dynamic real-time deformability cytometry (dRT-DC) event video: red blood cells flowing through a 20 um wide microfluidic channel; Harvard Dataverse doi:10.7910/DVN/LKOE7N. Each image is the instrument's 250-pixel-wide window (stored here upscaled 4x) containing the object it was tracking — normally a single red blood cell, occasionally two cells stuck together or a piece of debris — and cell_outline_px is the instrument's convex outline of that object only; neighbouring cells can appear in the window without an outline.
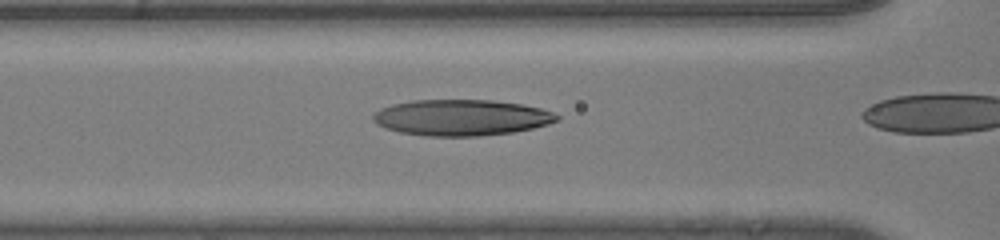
{"species": "human", "species_latin": "Homo sapiens", "temperature_condition": "room temperature", "stored_images_in_passage": 20, "camera_frame_rate_fps": 3000, "um_per_image_px": 0.085, "donor": {"sex": "male"}, "frame": {"image": 1, "passage_image": 5, "time_ms": 1.333, "image_size_px": [1000, 240], "cell_outline_px": [[560, 120], [548, 124], [532, 128], [512, 132], [476, 136], [428, 136], [400, 132], [384, 128], [376, 124], [372, 120], [372, 116], [380, 108], [392, 104], [412, 100], [492, 100], [520, 104], [540, 108], [552, 112], [560, 116]], "centroid_in_image_um": [39.19, 9.99], "position_along_channel_um": 127.4, "area_um2": 38.61}}
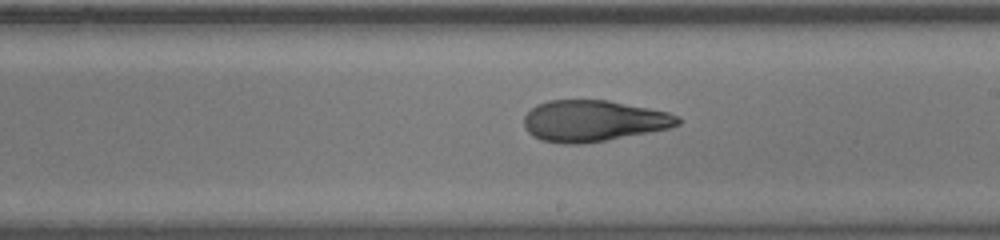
{"frame": {"image": 2, "passage_image": 13, "time_ms": 4.0, "image_size_px": [1000, 240], "cell_outline_px": [[680, 124], [668, 128], [648, 132], [604, 140], [580, 144], [564, 144], [540, 140], [532, 136], [524, 128], [524, 116], [536, 104], [548, 100], [608, 100], [668, 112], [680, 116]], "centroid_in_image_um": [50.4, 10.27], "position_along_channel_um": 238.6, "area_um2": 36.88}}
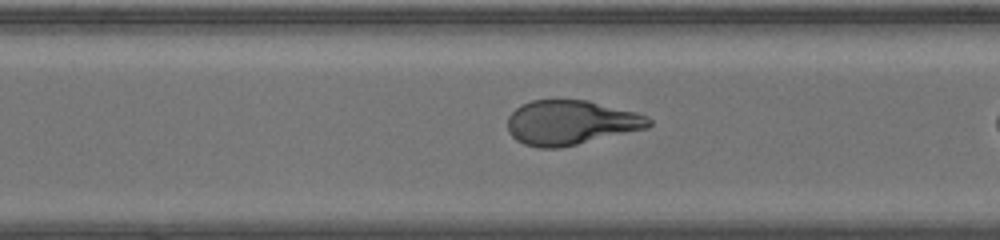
{"frame": {"image": 3, "passage_image": 19, "time_ms": 6.0, "image_size_px": [1000, 240], "cell_outline_px": [[652, 124], [648, 128], [576, 144], [556, 148], [540, 148], [524, 144], [516, 140], [508, 132], [508, 116], [516, 108], [532, 100], [588, 100], [636, 112], [648, 116], [652, 120]], "centroid_in_image_um": [48.53, 10.41], "position_along_channel_um": 322.1, "area_um2": 36.53}}